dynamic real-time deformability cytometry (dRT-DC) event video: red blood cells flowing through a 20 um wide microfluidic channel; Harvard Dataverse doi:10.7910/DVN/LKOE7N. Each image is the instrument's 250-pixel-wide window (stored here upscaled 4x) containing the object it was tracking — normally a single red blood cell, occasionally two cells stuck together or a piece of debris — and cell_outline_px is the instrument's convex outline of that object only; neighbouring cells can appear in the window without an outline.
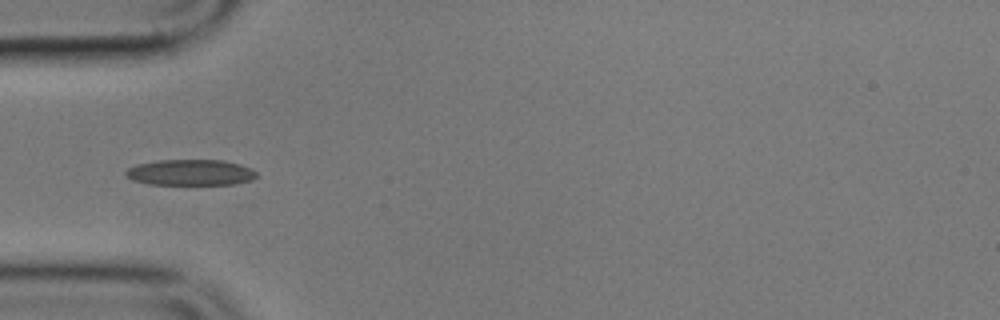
{"species": "common noctule bat (a hibernating species)", "species_latin": "Nyctalus noctula", "temperature_condition": "cold", "stored_images_in_passage": 7, "camera_frame_rate_fps": 3000, "um_per_image_px": 0.085, "animal": {"sex": "male", "body_mass_g": 17.9}, "frame": {"image": 1, "passage_image": 5, "time_ms": 4.667, "image_size_px": [1000, 320], "cell_outline_px": [[256, 176], [252, 180], [232, 184], [148, 184], [132, 180], [124, 172], [128, 168], [136, 164], [160, 160], [224, 160], [240, 164], [252, 168], [256, 172]], "centroid_in_image_um": [16.2, 14.65], "position_along_channel_um": 68.8, "area_um2": 19.71}}
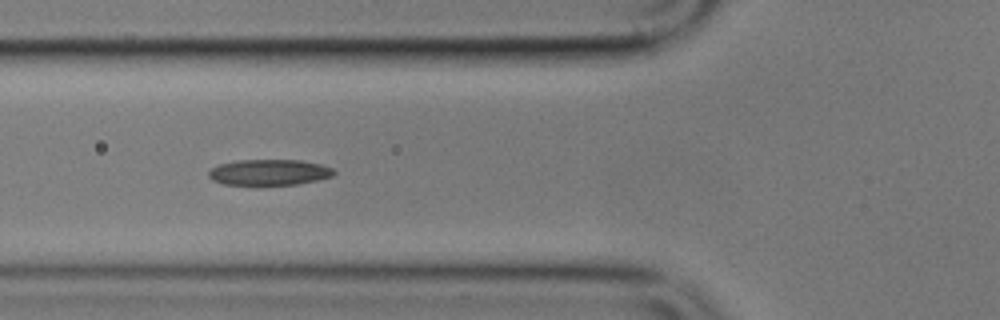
{"frame": {"image": 2, "passage_image": 6, "time_ms": 5.667, "image_size_px": [1000, 320], "cell_outline_px": [[336, 172], [332, 176], [316, 180], [296, 184], [260, 188], [256, 188], [224, 184], [212, 180], [208, 176], [208, 172], [212, 168], [220, 164], [236, 160], [300, 160], [320, 164], [332, 168]], "centroid_in_image_um": [22.82, 14.69], "position_along_channel_um": 103.0, "area_um2": 19.71}}
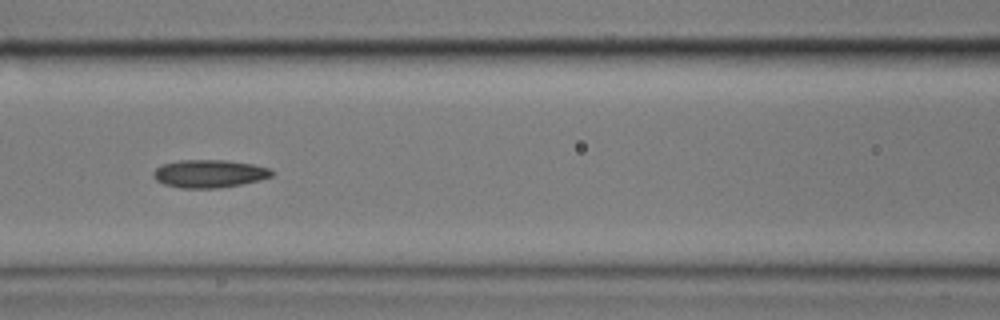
{"frame": {"image": 3, "passage_image": 7, "time_ms": 7.0, "image_size_px": [1000, 320], "cell_outline_px": [[272, 176], [260, 180], [220, 188], [180, 188], [164, 184], [156, 180], [152, 176], [152, 172], [156, 168], [164, 164], [180, 160], [228, 160], [252, 164], [268, 168], [272, 172]], "centroid_in_image_um": [17.76, 14.76], "position_along_channel_um": 148.8, "area_um2": 19.19}}